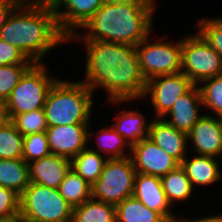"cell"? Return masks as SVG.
<instances>
[{
	"mask_svg": "<svg viewBox=\"0 0 222 222\" xmlns=\"http://www.w3.org/2000/svg\"><path fill=\"white\" fill-rule=\"evenodd\" d=\"M87 48L85 83L93 92L106 89L111 103L144 97L143 77L136 46L124 43L85 41Z\"/></svg>",
	"mask_w": 222,
	"mask_h": 222,
	"instance_id": "obj_1",
	"label": "cell"
},
{
	"mask_svg": "<svg viewBox=\"0 0 222 222\" xmlns=\"http://www.w3.org/2000/svg\"><path fill=\"white\" fill-rule=\"evenodd\" d=\"M24 1L0 28V38L20 49L33 63H43L50 49L68 41L49 0Z\"/></svg>",
	"mask_w": 222,
	"mask_h": 222,
	"instance_id": "obj_2",
	"label": "cell"
},
{
	"mask_svg": "<svg viewBox=\"0 0 222 222\" xmlns=\"http://www.w3.org/2000/svg\"><path fill=\"white\" fill-rule=\"evenodd\" d=\"M153 12L139 0L103 3L82 27L89 30L82 40L137 46L150 34Z\"/></svg>",
	"mask_w": 222,
	"mask_h": 222,
	"instance_id": "obj_3",
	"label": "cell"
},
{
	"mask_svg": "<svg viewBox=\"0 0 222 222\" xmlns=\"http://www.w3.org/2000/svg\"><path fill=\"white\" fill-rule=\"evenodd\" d=\"M92 95L93 91L81 81L57 80L43 107L48 127L90 124Z\"/></svg>",
	"mask_w": 222,
	"mask_h": 222,
	"instance_id": "obj_4",
	"label": "cell"
},
{
	"mask_svg": "<svg viewBox=\"0 0 222 222\" xmlns=\"http://www.w3.org/2000/svg\"><path fill=\"white\" fill-rule=\"evenodd\" d=\"M73 207L58 189L30 183L19 198V218L28 222H72Z\"/></svg>",
	"mask_w": 222,
	"mask_h": 222,
	"instance_id": "obj_5",
	"label": "cell"
},
{
	"mask_svg": "<svg viewBox=\"0 0 222 222\" xmlns=\"http://www.w3.org/2000/svg\"><path fill=\"white\" fill-rule=\"evenodd\" d=\"M44 63H34L21 77L4 103L8 120L15 115L42 109L52 85L57 81L48 76Z\"/></svg>",
	"mask_w": 222,
	"mask_h": 222,
	"instance_id": "obj_6",
	"label": "cell"
},
{
	"mask_svg": "<svg viewBox=\"0 0 222 222\" xmlns=\"http://www.w3.org/2000/svg\"><path fill=\"white\" fill-rule=\"evenodd\" d=\"M136 173L130 156L108 159L100 177L91 186L92 199L118 205L133 195Z\"/></svg>",
	"mask_w": 222,
	"mask_h": 222,
	"instance_id": "obj_7",
	"label": "cell"
},
{
	"mask_svg": "<svg viewBox=\"0 0 222 222\" xmlns=\"http://www.w3.org/2000/svg\"><path fill=\"white\" fill-rule=\"evenodd\" d=\"M181 72L198 85L205 79L222 74V58L199 33L184 37Z\"/></svg>",
	"mask_w": 222,
	"mask_h": 222,
	"instance_id": "obj_8",
	"label": "cell"
},
{
	"mask_svg": "<svg viewBox=\"0 0 222 222\" xmlns=\"http://www.w3.org/2000/svg\"><path fill=\"white\" fill-rule=\"evenodd\" d=\"M148 37L136 46L140 70L145 80L181 72L182 40L168 43L160 37L157 42L149 43Z\"/></svg>",
	"mask_w": 222,
	"mask_h": 222,
	"instance_id": "obj_9",
	"label": "cell"
},
{
	"mask_svg": "<svg viewBox=\"0 0 222 222\" xmlns=\"http://www.w3.org/2000/svg\"><path fill=\"white\" fill-rule=\"evenodd\" d=\"M195 84L182 72L160 75L146 81L144 96L150 95L157 118L165 117L175 101Z\"/></svg>",
	"mask_w": 222,
	"mask_h": 222,
	"instance_id": "obj_10",
	"label": "cell"
},
{
	"mask_svg": "<svg viewBox=\"0 0 222 222\" xmlns=\"http://www.w3.org/2000/svg\"><path fill=\"white\" fill-rule=\"evenodd\" d=\"M130 158L137 173L163 177L180 164L148 137L130 148Z\"/></svg>",
	"mask_w": 222,
	"mask_h": 222,
	"instance_id": "obj_11",
	"label": "cell"
},
{
	"mask_svg": "<svg viewBox=\"0 0 222 222\" xmlns=\"http://www.w3.org/2000/svg\"><path fill=\"white\" fill-rule=\"evenodd\" d=\"M54 8L56 20L61 32L74 40L76 28H82L84 24L103 5V0H49ZM65 7V11H60Z\"/></svg>",
	"mask_w": 222,
	"mask_h": 222,
	"instance_id": "obj_12",
	"label": "cell"
},
{
	"mask_svg": "<svg viewBox=\"0 0 222 222\" xmlns=\"http://www.w3.org/2000/svg\"><path fill=\"white\" fill-rule=\"evenodd\" d=\"M89 124L51 126L46 130L50 153L72 159L87 147Z\"/></svg>",
	"mask_w": 222,
	"mask_h": 222,
	"instance_id": "obj_13",
	"label": "cell"
},
{
	"mask_svg": "<svg viewBox=\"0 0 222 222\" xmlns=\"http://www.w3.org/2000/svg\"><path fill=\"white\" fill-rule=\"evenodd\" d=\"M197 155L219 157L222 155V119L203 114L187 134Z\"/></svg>",
	"mask_w": 222,
	"mask_h": 222,
	"instance_id": "obj_14",
	"label": "cell"
},
{
	"mask_svg": "<svg viewBox=\"0 0 222 222\" xmlns=\"http://www.w3.org/2000/svg\"><path fill=\"white\" fill-rule=\"evenodd\" d=\"M132 196L146 207L160 213L168 222L178 219L169 209L171 204L165 195L160 177L136 173Z\"/></svg>",
	"mask_w": 222,
	"mask_h": 222,
	"instance_id": "obj_15",
	"label": "cell"
},
{
	"mask_svg": "<svg viewBox=\"0 0 222 222\" xmlns=\"http://www.w3.org/2000/svg\"><path fill=\"white\" fill-rule=\"evenodd\" d=\"M148 138L179 164L186 158L188 137L167 123L164 118H157L150 122Z\"/></svg>",
	"mask_w": 222,
	"mask_h": 222,
	"instance_id": "obj_16",
	"label": "cell"
},
{
	"mask_svg": "<svg viewBox=\"0 0 222 222\" xmlns=\"http://www.w3.org/2000/svg\"><path fill=\"white\" fill-rule=\"evenodd\" d=\"M28 165L31 183L58 189L71 169V160L64 156L50 154Z\"/></svg>",
	"mask_w": 222,
	"mask_h": 222,
	"instance_id": "obj_17",
	"label": "cell"
},
{
	"mask_svg": "<svg viewBox=\"0 0 222 222\" xmlns=\"http://www.w3.org/2000/svg\"><path fill=\"white\" fill-rule=\"evenodd\" d=\"M199 104H203L199 86L194 85L187 93L180 96L167 115L171 120L164 119L178 131L188 134L199 118Z\"/></svg>",
	"mask_w": 222,
	"mask_h": 222,
	"instance_id": "obj_18",
	"label": "cell"
},
{
	"mask_svg": "<svg viewBox=\"0 0 222 222\" xmlns=\"http://www.w3.org/2000/svg\"><path fill=\"white\" fill-rule=\"evenodd\" d=\"M180 165L190 179L193 189L196 184L211 185L222 177L215 157L198 155L191 160L186 157Z\"/></svg>",
	"mask_w": 222,
	"mask_h": 222,
	"instance_id": "obj_19",
	"label": "cell"
},
{
	"mask_svg": "<svg viewBox=\"0 0 222 222\" xmlns=\"http://www.w3.org/2000/svg\"><path fill=\"white\" fill-rule=\"evenodd\" d=\"M30 183L29 165L23 159H0V187L20 196Z\"/></svg>",
	"mask_w": 222,
	"mask_h": 222,
	"instance_id": "obj_20",
	"label": "cell"
},
{
	"mask_svg": "<svg viewBox=\"0 0 222 222\" xmlns=\"http://www.w3.org/2000/svg\"><path fill=\"white\" fill-rule=\"evenodd\" d=\"M147 123L141 112L124 110L117 115L113 127L130 146H133L148 137L150 123Z\"/></svg>",
	"mask_w": 222,
	"mask_h": 222,
	"instance_id": "obj_21",
	"label": "cell"
},
{
	"mask_svg": "<svg viewBox=\"0 0 222 222\" xmlns=\"http://www.w3.org/2000/svg\"><path fill=\"white\" fill-rule=\"evenodd\" d=\"M107 160L105 155L103 157L98 151L86 148L71 159V170L92 186L100 177Z\"/></svg>",
	"mask_w": 222,
	"mask_h": 222,
	"instance_id": "obj_22",
	"label": "cell"
},
{
	"mask_svg": "<svg viewBox=\"0 0 222 222\" xmlns=\"http://www.w3.org/2000/svg\"><path fill=\"white\" fill-rule=\"evenodd\" d=\"M116 207V222H168L160 213L131 196Z\"/></svg>",
	"mask_w": 222,
	"mask_h": 222,
	"instance_id": "obj_23",
	"label": "cell"
},
{
	"mask_svg": "<svg viewBox=\"0 0 222 222\" xmlns=\"http://www.w3.org/2000/svg\"><path fill=\"white\" fill-rule=\"evenodd\" d=\"M72 222H116V207L91 198L73 208Z\"/></svg>",
	"mask_w": 222,
	"mask_h": 222,
	"instance_id": "obj_24",
	"label": "cell"
},
{
	"mask_svg": "<svg viewBox=\"0 0 222 222\" xmlns=\"http://www.w3.org/2000/svg\"><path fill=\"white\" fill-rule=\"evenodd\" d=\"M161 182L165 195L171 206L174 201H185L190 198L192 192H194L190 179L187 177L186 172L181 165L161 177Z\"/></svg>",
	"mask_w": 222,
	"mask_h": 222,
	"instance_id": "obj_25",
	"label": "cell"
},
{
	"mask_svg": "<svg viewBox=\"0 0 222 222\" xmlns=\"http://www.w3.org/2000/svg\"><path fill=\"white\" fill-rule=\"evenodd\" d=\"M58 190L73 208L92 198L91 185L71 169L60 183Z\"/></svg>",
	"mask_w": 222,
	"mask_h": 222,
	"instance_id": "obj_26",
	"label": "cell"
},
{
	"mask_svg": "<svg viewBox=\"0 0 222 222\" xmlns=\"http://www.w3.org/2000/svg\"><path fill=\"white\" fill-rule=\"evenodd\" d=\"M24 136L10 120L0 125V159H22Z\"/></svg>",
	"mask_w": 222,
	"mask_h": 222,
	"instance_id": "obj_27",
	"label": "cell"
},
{
	"mask_svg": "<svg viewBox=\"0 0 222 222\" xmlns=\"http://www.w3.org/2000/svg\"><path fill=\"white\" fill-rule=\"evenodd\" d=\"M96 137H99L96 139L99 150L103 153L105 152L110 154L107 156L108 159H121L128 157V154L126 155V153H124V147L127 146L131 148V146L117 133L114 127L101 129L100 134L96 135Z\"/></svg>",
	"mask_w": 222,
	"mask_h": 222,
	"instance_id": "obj_28",
	"label": "cell"
},
{
	"mask_svg": "<svg viewBox=\"0 0 222 222\" xmlns=\"http://www.w3.org/2000/svg\"><path fill=\"white\" fill-rule=\"evenodd\" d=\"M199 87L202 105L215 112L222 119V74L203 80Z\"/></svg>",
	"mask_w": 222,
	"mask_h": 222,
	"instance_id": "obj_29",
	"label": "cell"
},
{
	"mask_svg": "<svg viewBox=\"0 0 222 222\" xmlns=\"http://www.w3.org/2000/svg\"><path fill=\"white\" fill-rule=\"evenodd\" d=\"M10 121L23 136L46 132L48 128L43 108L15 115Z\"/></svg>",
	"mask_w": 222,
	"mask_h": 222,
	"instance_id": "obj_30",
	"label": "cell"
},
{
	"mask_svg": "<svg viewBox=\"0 0 222 222\" xmlns=\"http://www.w3.org/2000/svg\"><path fill=\"white\" fill-rule=\"evenodd\" d=\"M33 64L0 65V101L4 104L24 73Z\"/></svg>",
	"mask_w": 222,
	"mask_h": 222,
	"instance_id": "obj_31",
	"label": "cell"
},
{
	"mask_svg": "<svg viewBox=\"0 0 222 222\" xmlns=\"http://www.w3.org/2000/svg\"><path fill=\"white\" fill-rule=\"evenodd\" d=\"M50 147L46 132L24 136L22 159L27 163L49 156Z\"/></svg>",
	"mask_w": 222,
	"mask_h": 222,
	"instance_id": "obj_32",
	"label": "cell"
},
{
	"mask_svg": "<svg viewBox=\"0 0 222 222\" xmlns=\"http://www.w3.org/2000/svg\"><path fill=\"white\" fill-rule=\"evenodd\" d=\"M197 26L198 33L222 58V18L203 19Z\"/></svg>",
	"mask_w": 222,
	"mask_h": 222,
	"instance_id": "obj_33",
	"label": "cell"
},
{
	"mask_svg": "<svg viewBox=\"0 0 222 222\" xmlns=\"http://www.w3.org/2000/svg\"><path fill=\"white\" fill-rule=\"evenodd\" d=\"M19 198L13 190L0 187V222H13L19 217Z\"/></svg>",
	"mask_w": 222,
	"mask_h": 222,
	"instance_id": "obj_34",
	"label": "cell"
},
{
	"mask_svg": "<svg viewBox=\"0 0 222 222\" xmlns=\"http://www.w3.org/2000/svg\"><path fill=\"white\" fill-rule=\"evenodd\" d=\"M34 64L20 49L0 38V65Z\"/></svg>",
	"mask_w": 222,
	"mask_h": 222,
	"instance_id": "obj_35",
	"label": "cell"
},
{
	"mask_svg": "<svg viewBox=\"0 0 222 222\" xmlns=\"http://www.w3.org/2000/svg\"><path fill=\"white\" fill-rule=\"evenodd\" d=\"M26 0H0V28L4 26L10 15Z\"/></svg>",
	"mask_w": 222,
	"mask_h": 222,
	"instance_id": "obj_36",
	"label": "cell"
},
{
	"mask_svg": "<svg viewBox=\"0 0 222 222\" xmlns=\"http://www.w3.org/2000/svg\"><path fill=\"white\" fill-rule=\"evenodd\" d=\"M174 222H222V214L221 215H217V216H210V217H206V218H202V219H197V220H175Z\"/></svg>",
	"mask_w": 222,
	"mask_h": 222,
	"instance_id": "obj_37",
	"label": "cell"
},
{
	"mask_svg": "<svg viewBox=\"0 0 222 222\" xmlns=\"http://www.w3.org/2000/svg\"><path fill=\"white\" fill-rule=\"evenodd\" d=\"M142 4L150 7L153 11L155 10V1L154 0H139Z\"/></svg>",
	"mask_w": 222,
	"mask_h": 222,
	"instance_id": "obj_38",
	"label": "cell"
},
{
	"mask_svg": "<svg viewBox=\"0 0 222 222\" xmlns=\"http://www.w3.org/2000/svg\"><path fill=\"white\" fill-rule=\"evenodd\" d=\"M7 120L5 110H0V125Z\"/></svg>",
	"mask_w": 222,
	"mask_h": 222,
	"instance_id": "obj_39",
	"label": "cell"
},
{
	"mask_svg": "<svg viewBox=\"0 0 222 222\" xmlns=\"http://www.w3.org/2000/svg\"><path fill=\"white\" fill-rule=\"evenodd\" d=\"M130 0H103V3H122Z\"/></svg>",
	"mask_w": 222,
	"mask_h": 222,
	"instance_id": "obj_40",
	"label": "cell"
},
{
	"mask_svg": "<svg viewBox=\"0 0 222 222\" xmlns=\"http://www.w3.org/2000/svg\"><path fill=\"white\" fill-rule=\"evenodd\" d=\"M13 222H28V221H26V220H23V219H21V218H17L16 220H14Z\"/></svg>",
	"mask_w": 222,
	"mask_h": 222,
	"instance_id": "obj_41",
	"label": "cell"
},
{
	"mask_svg": "<svg viewBox=\"0 0 222 222\" xmlns=\"http://www.w3.org/2000/svg\"><path fill=\"white\" fill-rule=\"evenodd\" d=\"M0 110H5L4 104L0 101Z\"/></svg>",
	"mask_w": 222,
	"mask_h": 222,
	"instance_id": "obj_42",
	"label": "cell"
}]
</instances>
